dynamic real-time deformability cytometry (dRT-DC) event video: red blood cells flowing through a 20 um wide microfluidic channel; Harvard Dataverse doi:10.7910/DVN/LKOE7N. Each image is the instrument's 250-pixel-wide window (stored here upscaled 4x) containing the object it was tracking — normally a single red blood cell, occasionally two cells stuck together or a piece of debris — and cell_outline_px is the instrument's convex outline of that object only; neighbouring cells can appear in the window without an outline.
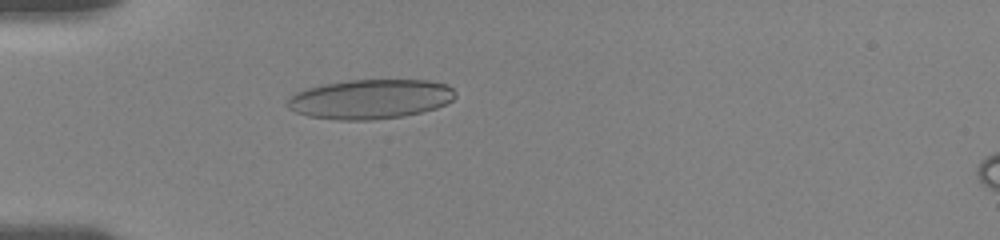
{"species": "human", "species_latin": "Homo sapiens", "temperature_condition": "room temperature", "stored_images_in_passage": 26, "camera_frame_rate_fps": 3000, "um_per_image_px": 0.085, "donor": {"sex": "female"}, "frame": {"image": 1, "passage_image": 13, "time_ms": 5.333, "image_size_px": [1000, 240], "cell_outline_px": [[456, 96], [452, 100], [436, 108], [404, 116], [372, 120], [340, 120], [308, 116], [296, 112], [288, 108], [288, 100], [296, 92], [308, 88], [324, 84], [348, 80], [428, 80], [448, 84], [456, 92]], "centroid_in_image_um": [31.51, 8.42], "position_along_channel_um": 53.5, "area_um2": 38.61}}
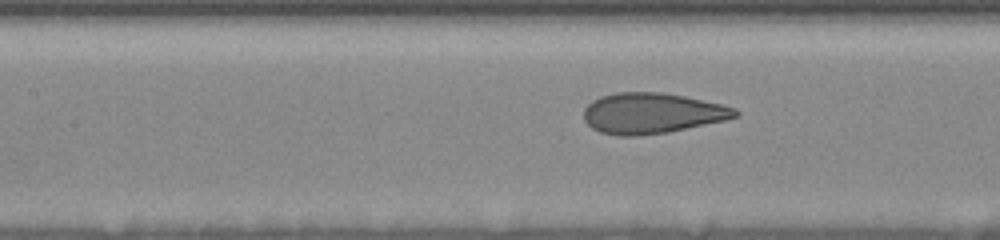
{"frame": {"image": 2, "passage_image": 20, "time_ms": 8.333, "image_size_px": [1000, 240], "cell_outline_px": [[740, 116], [724, 120], [668, 132], [636, 136], [616, 136], [600, 132], [592, 128], [584, 120], [584, 108], [592, 100], [600, 96], [616, 92], [660, 92], [684, 96], [724, 104], [736, 108], [740, 112]], "centroid_in_image_um": [55.42, 9.62], "position_along_channel_um": 152.0, "area_um2": 36.07}}
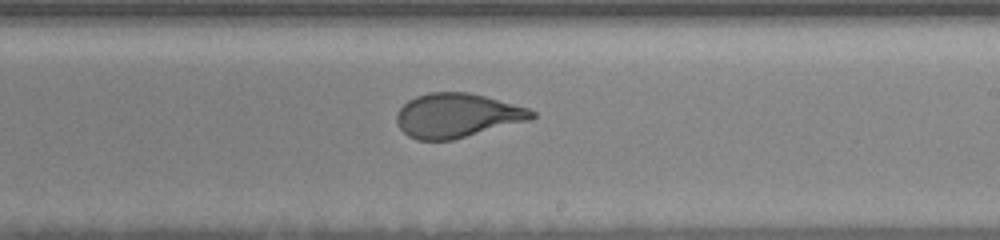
{"frame": {"image": 3, "passage_image": 26, "time_ms": 11.0, "image_size_px": [1000, 240], "cell_outline_px": [[536, 116], [532, 120], [452, 140], [416, 140], [408, 136], [400, 128], [396, 120], [396, 116], [400, 108], [408, 100], [416, 96], [428, 92], [468, 92], [484, 96], [528, 108], [536, 112]], "centroid_in_image_um": [38.86, 9.82], "position_along_channel_um": 250.1, "area_um2": 34.85}}